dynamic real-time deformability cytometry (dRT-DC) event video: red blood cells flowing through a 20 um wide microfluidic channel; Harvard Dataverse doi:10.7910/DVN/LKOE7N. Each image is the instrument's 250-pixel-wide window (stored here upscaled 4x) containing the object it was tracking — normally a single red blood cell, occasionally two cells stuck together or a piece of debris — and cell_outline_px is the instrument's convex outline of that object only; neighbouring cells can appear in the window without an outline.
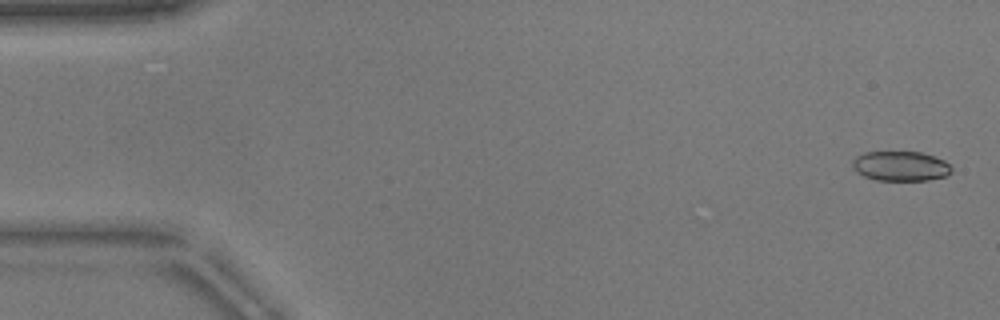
{"species": "common noctule bat (a hibernating species)", "species_latin": "Nyctalus noctula", "temperature_condition": "warm", "stored_images_in_passage": 53, "camera_frame_rate_fps": 3000, "um_per_image_px": 0.085, "animal": {"sex": "male", "body_mass_g": 17.9}, "frame": {"image": 1, "passage_image": 2, "time_ms": 0.333, "image_size_px": [1000, 320], "cell_outline_px": [[952, 172], [948, 176], [928, 180], [876, 180], [864, 176], [856, 172], [852, 168], [852, 160], [856, 156], [864, 152], [920, 152], [944, 160], [952, 168]], "centroid_in_image_um": [76.53, 14.12], "position_along_channel_um": 8.5, "area_um2": 17.28}}
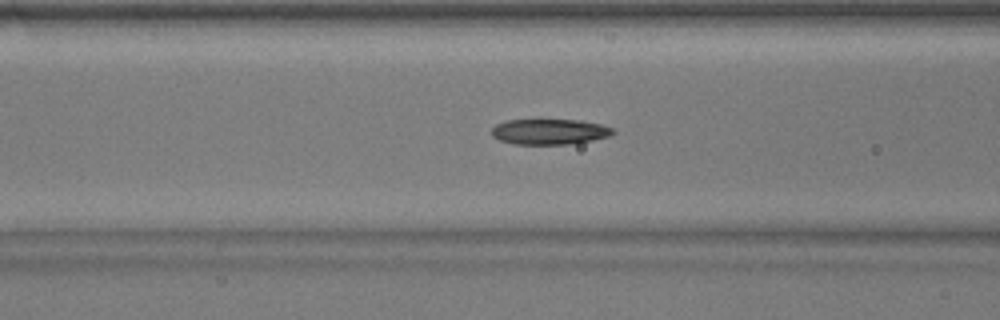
{"frame": {"image": 2, "passage_image": 21, "time_ms": 6.667, "image_size_px": [1000, 320], "cell_outline_px": [[616, 132], [608, 136], [592, 140], [568, 144], [516, 144], [500, 140], [492, 136], [492, 128], [496, 124], [508, 120], [540, 116], [580, 120], [600, 124], [612, 128]], "centroid_in_image_um": [46.67, 11.13], "position_along_channel_um": 119.9, "area_um2": 18.9}}
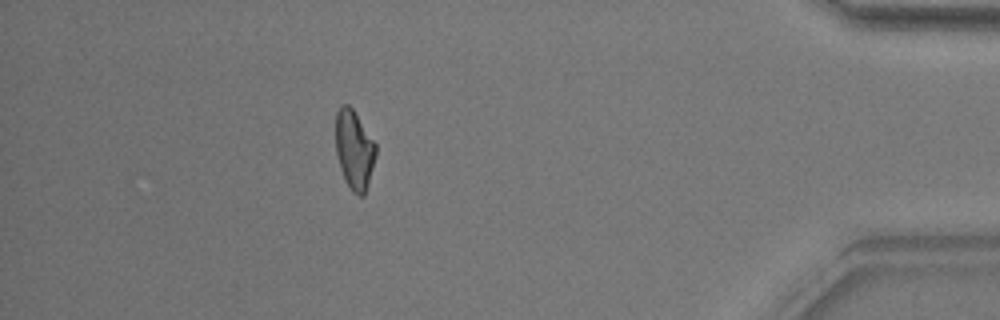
{"frame": {"image": 3, "passage_image": 47, "time_ms": 15.333, "image_size_px": [1000, 320], "cell_outline_px": [[376, 156], [368, 184], [364, 196], [356, 196], [352, 192], [344, 180], [340, 168], [336, 152], [336, 112], [344, 104], [348, 104], [352, 108], [376, 144]], "centroid_in_image_um": [30.11, 12.77], "position_along_channel_um": 405.1, "area_um2": 18.5}, "authors_computed_cell_mechanics": {"area_um2": 18.5538, "velocity_mm_per_s": 3.85, "shape_relaxation_time_tau1_ms": 6.1665, "shape_relaxation_time_tau2_ms": 2.5034, "deformation_change_tau1": 0.1997, "deformation_change_tau2": 0.0914}}